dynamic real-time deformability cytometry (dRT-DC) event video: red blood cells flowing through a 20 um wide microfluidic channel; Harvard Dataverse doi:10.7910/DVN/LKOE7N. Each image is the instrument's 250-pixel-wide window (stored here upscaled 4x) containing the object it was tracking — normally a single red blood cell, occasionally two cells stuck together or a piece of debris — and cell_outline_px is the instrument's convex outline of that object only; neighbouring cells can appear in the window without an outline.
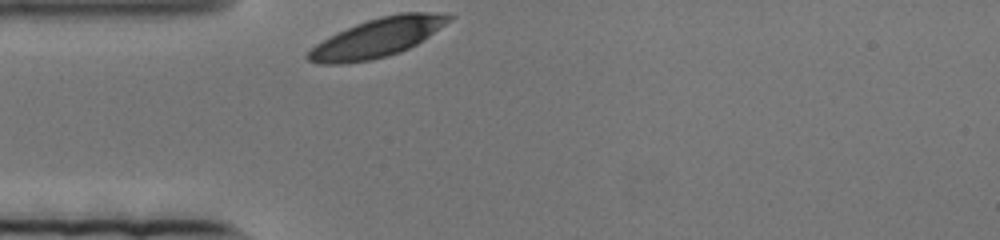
{"species": "human", "species_latin": "Homo sapiens", "temperature_condition": "cold", "stored_images_in_passage": 46, "camera_frame_rate_fps": 3000, "um_per_image_px": 0.085, "donor": {"sex": "female"}, "frame": {"image": 1, "passage_image": 1, "time_ms": 0.0, "image_size_px": [1000, 240], "cell_outline_px": [[456, 16], [452, 20], [416, 44], [400, 52], [388, 56], [368, 60], [340, 64], [320, 64], [308, 60], [304, 56], [316, 44], [356, 24], [380, 16], [400, 12], [428, 12]], "centroid_in_image_um": [32.09, 3.2], "position_along_channel_um": 52.9, "area_um2": 31.39}}
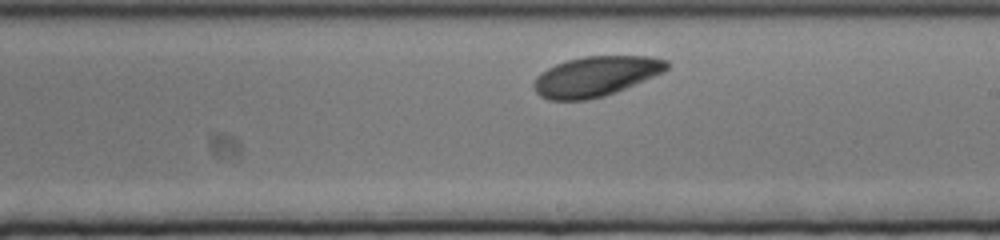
{"frame": {"image": 2, "passage_image": 27, "time_ms": 8.667, "image_size_px": [1000, 240], "cell_outline_px": [[668, 68], [664, 72], [616, 92], [604, 96], [588, 100], [548, 100], [540, 96], [536, 92], [532, 84], [536, 76], [540, 72], [556, 64], [568, 60], [584, 56], [652, 56], [668, 60]], "centroid_in_image_um": [50.63, 6.49], "position_along_channel_um": 238.4, "area_um2": 31.15}}
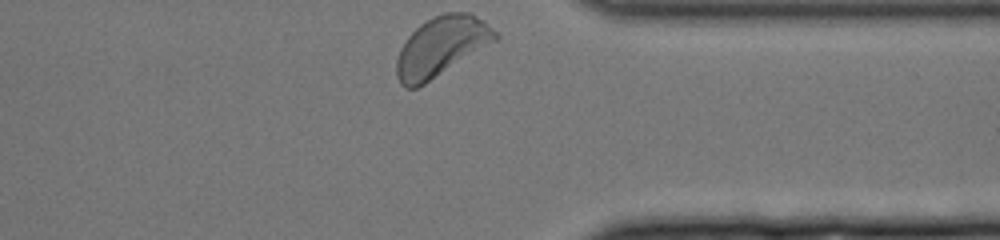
{"frame": {"image": 3, "passage_image": 46, "time_ms": 15.0, "image_size_px": [1000, 240], "cell_outline_px": [[500, 36], [496, 40], [424, 84], [416, 88], [404, 88], [400, 84], [396, 76], [396, 60], [400, 48], [408, 36], [420, 24], [444, 12], [472, 12], [484, 20]], "centroid_in_image_um": [37.49, 3.94], "position_along_channel_um": 373.9, "area_um2": 33.99}}